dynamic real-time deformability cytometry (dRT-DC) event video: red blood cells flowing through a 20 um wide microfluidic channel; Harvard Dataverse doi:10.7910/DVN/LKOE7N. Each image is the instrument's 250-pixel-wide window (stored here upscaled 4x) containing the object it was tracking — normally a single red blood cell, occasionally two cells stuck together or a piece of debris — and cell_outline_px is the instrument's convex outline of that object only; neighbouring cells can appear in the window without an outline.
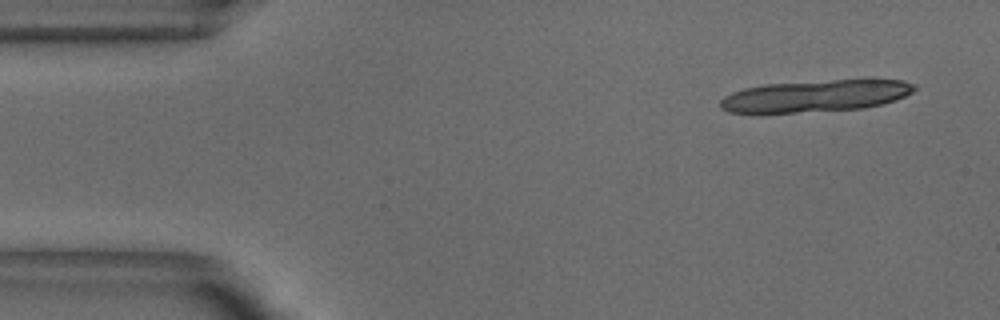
{"species": "common noctule bat (a hibernating species)", "species_latin": "Nyctalus noctula", "temperature_condition": "warm", "stored_images_in_passage": 14, "camera_frame_rate_fps": 3000, "um_per_image_px": 0.085, "animal": {"sex": "male", "body_mass_g": 18.8}, "frame": {"image": 1, "passage_image": 2, "time_ms": 0.333, "image_size_px": [1000, 320], "cell_outline_px": [[916, 88], [912, 92], [896, 100], [864, 108], [796, 112], [728, 112], [720, 108], [720, 100], [724, 96], [732, 92], [744, 88], [764, 84], [832, 80], [904, 80], [916, 84]], "centroid_in_image_um": [69.32, 8.14], "position_along_channel_um": 15.7, "area_um2": 35.66}}